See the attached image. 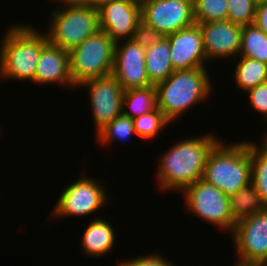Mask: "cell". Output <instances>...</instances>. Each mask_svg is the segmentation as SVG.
Here are the masks:
<instances>
[{
    "instance_id": "obj_1",
    "label": "cell",
    "mask_w": 267,
    "mask_h": 266,
    "mask_svg": "<svg viewBox=\"0 0 267 266\" xmlns=\"http://www.w3.org/2000/svg\"><path fill=\"white\" fill-rule=\"evenodd\" d=\"M219 141L214 133H206L175 142L159 159L156 177L160 189L182 193L202 179L208 155Z\"/></svg>"
},
{
    "instance_id": "obj_2",
    "label": "cell",
    "mask_w": 267,
    "mask_h": 266,
    "mask_svg": "<svg viewBox=\"0 0 267 266\" xmlns=\"http://www.w3.org/2000/svg\"><path fill=\"white\" fill-rule=\"evenodd\" d=\"M7 30L0 47L1 79L28 80L34 83L42 48L49 42L46 32L23 24L11 26Z\"/></svg>"
},
{
    "instance_id": "obj_3",
    "label": "cell",
    "mask_w": 267,
    "mask_h": 266,
    "mask_svg": "<svg viewBox=\"0 0 267 266\" xmlns=\"http://www.w3.org/2000/svg\"><path fill=\"white\" fill-rule=\"evenodd\" d=\"M222 141L209 153L202 180L230 196L251 183L250 141Z\"/></svg>"
},
{
    "instance_id": "obj_4",
    "label": "cell",
    "mask_w": 267,
    "mask_h": 266,
    "mask_svg": "<svg viewBox=\"0 0 267 266\" xmlns=\"http://www.w3.org/2000/svg\"><path fill=\"white\" fill-rule=\"evenodd\" d=\"M207 72L206 67L175 70L155 85L157 107L170 123L208 98L212 86Z\"/></svg>"
},
{
    "instance_id": "obj_5",
    "label": "cell",
    "mask_w": 267,
    "mask_h": 266,
    "mask_svg": "<svg viewBox=\"0 0 267 266\" xmlns=\"http://www.w3.org/2000/svg\"><path fill=\"white\" fill-rule=\"evenodd\" d=\"M50 21L46 33L49 42L67 51L100 30L98 9L92 3L55 8Z\"/></svg>"
},
{
    "instance_id": "obj_6",
    "label": "cell",
    "mask_w": 267,
    "mask_h": 266,
    "mask_svg": "<svg viewBox=\"0 0 267 266\" xmlns=\"http://www.w3.org/2000/svg\"><path fill=\"white\" fill-rule=\"evenodd\" d=\"M115 42L103 30H98L80 45L69 51L73 84L112 74Z\"/></svg>"
},
{
    "instance_id": "obj_7",
    "label": "cell",
    "mask_w": 267,
    "mask_h": 266,
    "mask_svg": "<svg viewBox=\"0 0 267 266\" xmlns=\"http://www.w3.org/2000/svg\"><path fill=\"white\" fill-rule=\"evenodd\" d=\"M186 208L191 214L217 227L230 230L232 234L236 221L230 213L229 196L221 190L199 179L183 191Z\"/></svg>"
},
{
    "instance_id": "obj_8",
    "label": "cell",
    "mask_w": 267,
    "mask_h": 266,
    "mask_svg": "<svg viewBox=\"0 0 267 266\" xmlns=\"http://www.w3.org/2000/svg\"><path fill=\"white\" fill-rule=\"evenodd\" d=\"M231 235L239 257L236 264L267 265V208L238 220Z\"/></svg>"
},
{
    "instance_id": "obj_9",
    "label": "cell",
    "mask_w": 267,
    "mask_h": 266,
    "mask_svg": "<svg viewBox=\"0 0 267 266\" xmlns=\"http://www.w3.org/2000/svg\"><path fill=\"white\" fill-rule=\"evenodd\" d=\"M88 176L80 177L79 180L68 184L61 193L56 206L54 207V218L65 216L83 217L91 215L98 211L107 203V197L104 185Z\"/></svg>"
},
{
    "instance_id": "obj_10",
    "label": "cell",
    "mask_w": 267,
    "mask_h": 266,
    "mask_svg": "<svg viewBox=\"0 0 267 266\" xmlns=\"http://www.w3.org/2000/svg\"><path fill=\"white\" fill-rule=\"evenodd\" d=\"M141 21L165 36L195 24L193 0H140Z\"/></svg>"
},
{
    "instance_id": "obj_11",
    "label": "cell",
    "mask_w": 267,
    "mask_h": 266,
    "mask_svg": "<svg viewBox=\"0 0 267 266\" xmlns=\"http://www.w3.org/2000/svg\"><path fill=\"white\" fill-rule=\"evenodd\" d=\"M86 87L93 114L95 132H99L117 116L122 114L124 89L111 74L105 77L90 79L78 87Z\"/></svg>"
},
{
    "instance_id": "obj_12",
    "label": "cell",
    "mask_w": 267,
    "mask_h": 266,
    "mask_svg": "<svg viewBox=\"0 0 267 266\" xmlns=\"http://www.w3.org/2000/svg\"><path fill=\"white\" fill-rule=\"evenodd\" d=\"M96 6L100 30L115 43L132 39L141 21L140 0H102Z\"/></svg>"
},
{
    "instance_id": "obj_13",
    "label": "cell",
    "mask_w": 267,
    "mask_h": 266,
    "mask_svg": "<svg viewBox=\"0 0 267 266\" xmlns=\"http://www.w3.org/2000/svg\"><path fill=\"white\" fill-rule=\"evenodd\" d=\"M116 42L112 74L124 90L151 86L145 55L146 49L132 39Z\"/></svg>"
},
{
    "instance_id": "obj_14",
    "label": "cell",
    "mask_w": 267,
    "mask_h": 266,
    "mask_svg": "<svg viewBox=\"0 0 267 266\" xmlns=\"http://www.w3.org/2000/svg\"><path fill=\"white\" fill-rule=\"evenodd\" d=\"M197 24L202 33L207 60L239 56L242 26L229 20H213Z\"/></svg>"
},
{
    "instance_id": "obj_15",
    "label": "cell",
    "mask_w": 267,
    "mask_h": 266,
    "mask_svg": "<svg viewBox=\"0 0 267 266\" xmlns=\"http://www.w3.org/2000/svg\"><path fill=\"white\" fill-rule=\"evenodd\" d=\"M174 70L206 67L203 37L197 23L166 36Z\"/></svg>"
},
{
    "instance_id": "obj_16",
    "label": "cell",
    "mask_w": 267,
    "mask_h": 266,
    "mask_svg": "<svg viewBox=\"0 0 267 266\" xmlns=\"http://www.w3.org/2000/svg\"><path fill=\"white\" fill-rule=\"evenodd\" d=\"M34 83H56L74 88L70 73L69 51L48 42L41 51Z\"/></svg>"
},
{
    "instance_id": "obj_17",
    "label": "cell",
    "mask_w": 267,
    "mask_h": 266,
    "mask_svg": "<svg viewBox=\"0 0 267 266\" xmlns=\"http://www.w3.org/2000/svg\"><path fill=\"white\" fill-rule=\"evenodd\" d=\"M101 217H95L89 222L84 230L81 242L82 249L86 255L104 256L113 251L115 243V230L110 222Z\"/></svg>"
},
{
    "instance_id": "obj_18",
    "label": "cell",
    "mask_w": 267,
    "mask_h": 266,
    "mask_svg": "<svg viewBox=\"0 0 267 266\" xmlns=\"http://www.w3.org/2000/svg\"><path fill=\"white\" fill-rule=\"evenodd\" d=\"M145 64L152 85L166 80L175 71L170 59V45L167 38L146 48Z\"/></svg>"
},
{
    "instance_id": "obj_19",
    "label": "cell",
    "mask_w": 267,
    "mask_h": 266,
    "mask_svg": "<svg viewBox=\"0 0 267 266\" xmlns=\"http://www.w3.org/2000/svg\"><path fill=\"white\" fill-rule=\"evenodd\" d=\"M156 107L155 85L145 88H131L124 91L122 104V113L124 115L134 119L154 110Z\"/></svg>"
},
{
    "instance_id": "obj_20",
    "label": "cell",
    "mask_w": 267,
    "mask_h": 266,
    "mask_svg": "<svg viewBox=\"0 0 267 266\" xmlns=\"http://www.w3.org/2000/svg\"><path fill=\"white\" fill-rule=\"evenodd\" d=\"M229 204L230 213L236 222L267 208L251 183L230 195Z\"/></svg>"
},
{
    "instance_id": "obj_21",
    "label": "cell",
    "mask_w": 267,
    "mask_h": 266,
    "mask_svg": "<svg viewBox=\"0 0 267 266\" xmlns=\"http://www.w3.org/2000/svg\"><path fill=\"white\" fill-rule=\"evenodd\" d=\"M240 59L233 74L235 83L244 92L267 81V63L249 57Z\"/></svg>"
},
{
    "instance_id": "obj_22",
    "label": "cell",
    "mask_w": 267,
    "mask_h": 266,
    "mask_svg": "<svg viewBox=\"0 0 267 266\" xmlns=\"http://www.w3.org/2000/svg\"><path fill=\"white\" fill-rule=\"evenodd\" d=\"M262 140L261 146L250 141L251 184L267 205V134Z\"/></svg>"
},
{
    "instance_id": "obj_23",
    "label": "cell",
    "mask_w": 267,
    "mask_h": 266,
    "mask_svg": "<svg viewBox=\"0 0 267 266\" xmlns=\"http://www.w3.org/2000/svg\"><path fill=\"white\" fill-rule=\"evenodd\" d=\"M239 55L267 63V36L255 23L242 26Z\"/></svg>"
},
{
    "instance_id": "obj_24",
    "label": "cell",
    "mask_w": 267,
    "mask_h": 266,
    "mask_svg": "<svg viewBox=\"0 0 267 266\" xmlns=\"http://www.w3.org/2000/svg\"><path fill=\"white\" fill-rule=\"evenodd\" d=\"M132 134L136 135L133 119L122 113L96 133V137L98 139L97 141H100V144L104 146L116 139L120 142L127 140Z\"/></svg>"
},
{
    "instance_id": "obj_25",
    "label": "cell",
    "mask_w": 267,
    "mask_h": 266,
    "mask_svg": "<svg viewBox=\"0 0 267 266\" xmlns=\"http://www.w3.org/2000/svg\"><path fill=\"white\" fill-rule=\"evenodd\" d=\"M169 124L170 122L158 107L133 119L136 135L142 139L155 138Z\"/></svg>"
},
{
    "instance_id": "obj_26",
    "label": "cell",
    "mask_w": 267,
    "mask_h": 266,
    "mask_svg": "<svg viewBox=\"0 0 267 266\" xmlns=\"http://www.w3.org/2000/svg\"><path fill=\"white\" fill-rule=\"evenodd\" d=\"M196 23H208L213 20H227V0H193Z\"/></svg>"
},
{
    "instance_id": "obj_27",
    "label": "cell",
    "mask_w": 267,
    "mask_h": 266,
    "mask_svg": "<svg viewBox=\"0 0 267 266\" xmlns=\"http://www.w3.org/2000/svg\"><path fill=\"white\" fill-rule=\"evenodd\" d=\"M227 20L240 26L255 22L257 4L253 0H227Z\"/></svg>"
},
{
    "instance_id": "obj_28",
    "label": "cell",
    "mask_w": 267,
    "mask_h": 266,
    "mask_svg": "<svg viewBox=\"0 0 267 266\" xmlns=\"http://www.w3.org/2000/svg\"><path fill=\"white\" fill-rule=\"evenodd\" d=\"M165 38L166 36L162 32L140 21L134 31L132 40L146 49Z\"/></svg>"
},
{
    "instance_id": "obj_29",
    "label": "cell",
    "mask_w": 267,
    "mask_h": 266,
    "mask_svg": "<svg viewBox=\"0 0 267 266\" xmlns=\"http://www.w3.org/2000/svg\"><path fill=\"white\" fill-rule=\"evenodd\" d=\"M247 92L249 93V105L267 120V81Z\"/></svg>"
},
{
    "instance_id": "obj_30",
    "label": "cell",
    "mask_w": 267,
    "mask_h": 266,
    "mask_svg": "<svg viewBox=\"0 0 267 266\" xmlns=\"http://www.w3.org/2000/svg\"><path fill=\"white\" fill-rule=\"evenodd\" d=\"M123 261V262H122ZM118 266H174L172 262L165 259L160 254H147L146 256L133 257L122 260Z\"/></svg>"
},
{
    "instance_id": "obj_31",
    "label": "cell",
    "mask_w": 267,
    "mask_h": 266,
    "mask_svg": "<svg viewBox=\"0 0 267 266\" xmlns=\"http://www.w3.org/2000/svg\"><path fill=\"white\" fill-rule=\"evenodd\" d=\"M254 23L267 36V1L257 5Z\"/></svg>"
},
{
    "instance_id": "obj_32",
    "label": "cell",
    "mask_w": 267,
    "mask_h": 266,
    "mask_svg": "<svg viewBox=\"0 0 267 266\" xmlns=\"http://www.w3.org/2000/svg\"><path fill=\"white\" fill-rule=\"evenodd\" d=\"M57 1L63 6L87 5V4L92 3L91 0H55V2H57Z\"/></svg>"
},
{
    "instance_id": "obj_33",
    "label": "cell",
    "mask_w": 267,
    "mask_h": 266,
    "mask_svg": "<svg viewBox=\"0 0 267 266\" xmlns=\"http://www.w3.org/2000/svg\"><path fill=\"white\" fill-rule=\"evenodd\" d=\"M253 1L258 5V4L263 3V2H265L267 0H253Z\"/></svg>"
},
{
    "instance_id": "obj_34",
    "label": "cell",
    "mask_w": 267,
    "mask_h": 266,
    "mask_svg": "<svg viewBox=\"0 0 267 266\" xmlns=\"http://www.w3.org/2000/svg\"><path fill=\"white\" fill-rule=\"evenodd\" d=\"M92 1V4H98L100 1H102V0H91Z\"/></svg>"
}]
</instances>
